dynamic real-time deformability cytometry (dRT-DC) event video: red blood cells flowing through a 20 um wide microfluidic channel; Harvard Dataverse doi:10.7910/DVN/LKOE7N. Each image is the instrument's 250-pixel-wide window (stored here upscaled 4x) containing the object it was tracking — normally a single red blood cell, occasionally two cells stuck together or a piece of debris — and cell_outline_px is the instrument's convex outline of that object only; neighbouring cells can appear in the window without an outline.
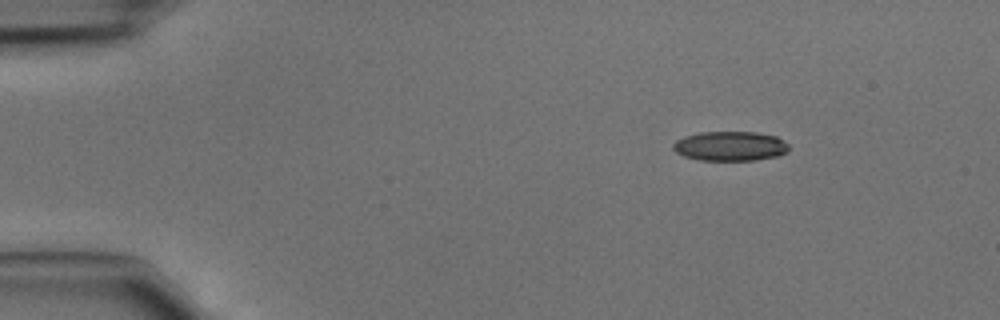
{"species": "common noctule bat (a hibernating species)", "species_latin": "Nyctalus noctula", "temperature_condition": "cold", "stored_images_in_passage": 40, "camera_frame_rate_fps": 3000, "um_per_image_px": 0.085, "animal": {"sex": "male", "body_mass_g": 15.6}, "frame": {"image": 1, "passage_image": 1, "time_ms": 0.0, "image_size_px": [1000, 320], "cell_outline_px": [[788, 152], [780, 156], [756, 160], [700, 160], [684, 156], [676, 152], [672, 148], [672, 144], [676, 140], [684, 136], [700, 132], [756, 132], [776, 136], [788, 144]], "centroid_in_image_um": [62.07, 12.42], "position_along_channel_um": 22.9, "area_um2": 20.06}}
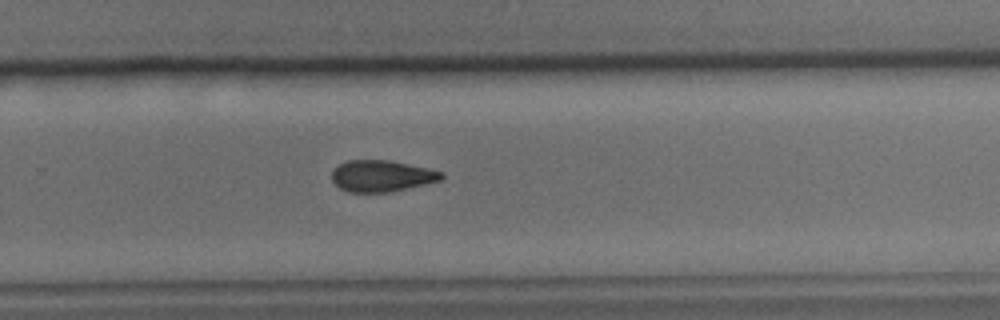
{"frame": {"image": 2, "passage_image": 25, "time_ms": 8.0, "image_size_px": [1000, 320], "cell_outline_px": [[444, 176], [440, 180], [424, 184], [388, 192], [348, 192], [340, 188], [332, 180], [332, 172], [340, 164], [348, 160], [392, 160], [428, 168], [444, 172]], "centroid_in_image_um": [32.45, 14.94], "position_along_channel_um": 297.4, "area_um2": 19.94}}
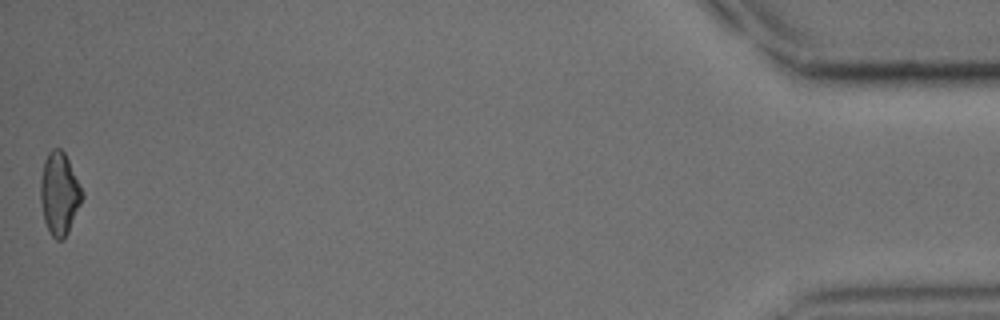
{"frame": {"image": 3, "passage_image": 40, "time_ms": 13.0, "image_size_px": [1000, 320], "cell_outline_px": [[84, 196], [68, 232], [64, 240], [56, 240], [52, 236], [44, 220], [40, 200], [40, 180], [44, 160], [48, 152], [52, 148], [60, 148], [64, 152], [84, 192]], "centroid_in_image_um": [5.04, 16.45], "position_along_channel_um": 430.2, "area_um2": 20.06}}